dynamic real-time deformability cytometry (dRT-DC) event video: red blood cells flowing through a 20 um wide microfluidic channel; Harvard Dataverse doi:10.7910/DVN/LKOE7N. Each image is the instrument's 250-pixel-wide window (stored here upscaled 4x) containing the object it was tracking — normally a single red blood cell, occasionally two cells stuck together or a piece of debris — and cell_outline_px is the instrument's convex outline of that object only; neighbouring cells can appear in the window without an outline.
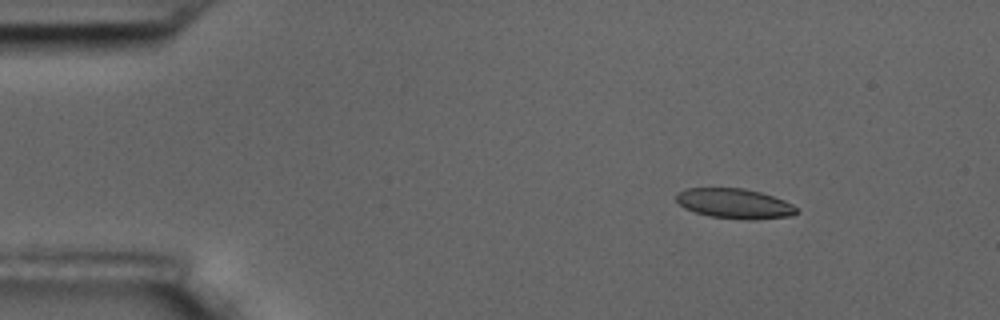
{"species": "common noctule bat (a hibernating species)", "species_latin": "Nyctalus noctula", "temperature_condition": "room temperature", "stored_images_in_passage": 8, "camera_frame_rate_fps": 3000, "um_per_image_px": 0.085, "animal": {"sex": "male", "body_mass_g": 17.5, "forearm_length_mm": 52.3}, "frame": {"image": 1, "passage_image": 2, "time_ms": 1.0, "image_size_px": [1000, 320], "cell_outline_px": [[800, 212], [792, 216], [752, 220], [744, 220], [708, 216], [684, 208], [676, 200], [676, 192], [684, 188], [744, 188], [760, 192], [784, 200], [792, 204]], "centroid_in_image_um": [62.43, 17.31], "position_along_channel_um": 22.6, "area_um2": 21.21}}
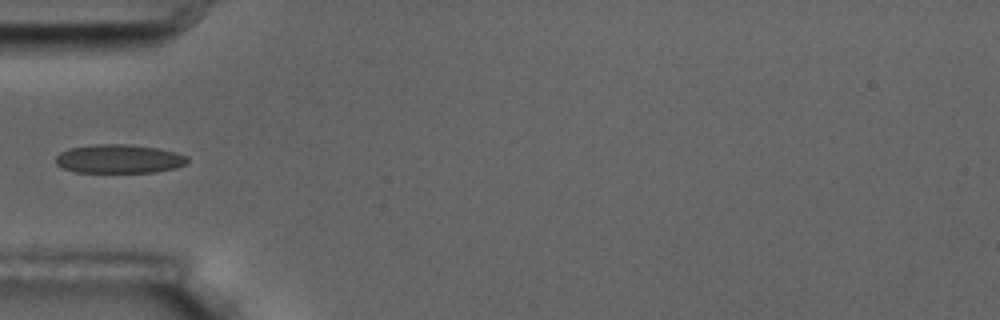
{"frame": {"image": 2, "passage_image": 5, "time_ms": 4.667, "image_size_px": [1000, 320], "cell_outline_px": [[188, 160], [184, 164], [176, 168], [156, 172], [76, 172], [64, 168], [56, 164], [56, 156], [60, 152], [68, 148], [92, 144], [124, 144], [160, 148], [176, 152], [188, 156]], "centroid_in_image_um": [10.12, 13.49], "position_along_channel_um": 74.9, "area_um2": 22.2}}
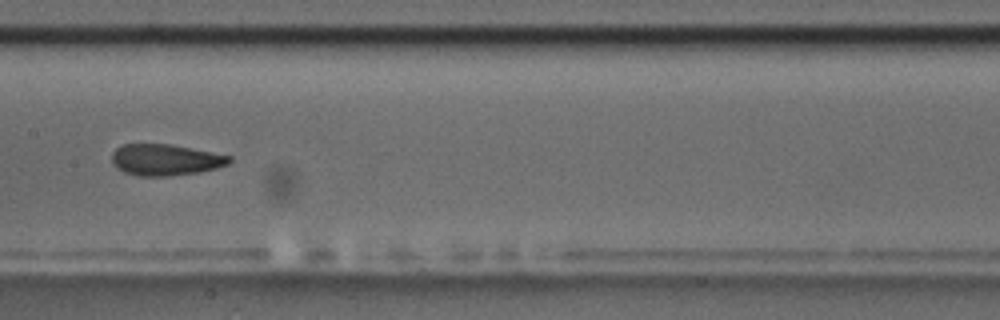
{"frame": {"image": 3, "passage_image": 8, "time_ms": 8.0, "image_size_px": [1000, 320], "cell_outline_px": [[232, 160], [228, 164], [216, 168], [200, 172], [168, 176], [140, 176], [124, 172], [112, 164], [112, 152], [116, 148], [124, 144], [168, 144], [232, 156]], "centroid_in_image_um": [14.05, 13.59], "position_along_channel_um": 193.4, "area_um2": 21.33}}